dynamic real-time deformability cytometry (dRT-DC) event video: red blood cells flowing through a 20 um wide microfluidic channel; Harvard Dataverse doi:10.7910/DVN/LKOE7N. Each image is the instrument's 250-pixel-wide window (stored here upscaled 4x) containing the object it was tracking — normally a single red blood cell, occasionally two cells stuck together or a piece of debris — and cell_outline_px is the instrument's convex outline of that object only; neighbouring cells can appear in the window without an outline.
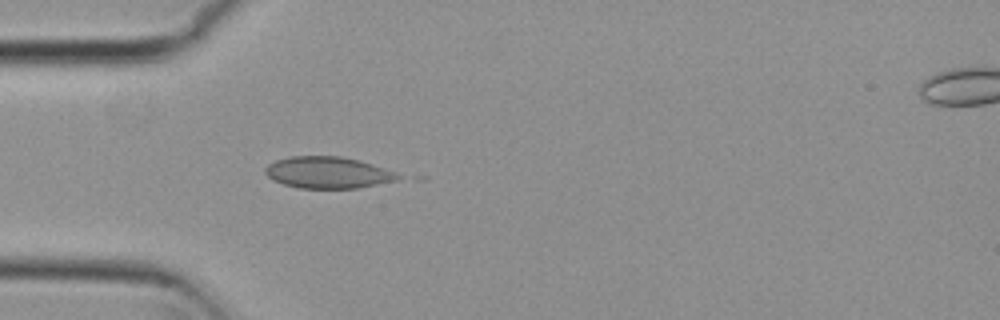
{"species": "common noctule bat (a hibernating species)", "species_latin": "Nyctalus noctula", "temperature_condition": "cold", "stored_images_in_passage": 5, "camera_frame_rate_fps": 3000, "um_per_image_px": 0.085, "animal": {"sex": "female", "body_mass_g": 29.2, "forearm_length_mm": 56.3}, "frame": {"image": 1, "passage_image": 4, "time_ms": 1.0, "image_size_px": [1000, 320], "cell_outline_px": [[404, 176], [396, 180], [356, 188], [300, 188], [284, 184], [272, 180], [264, 172], [264, 168], [268, 164], [276, 160], [292, 156], [340, 156], [360, 160], [396, 172]], "centroid_in_image_um": [27.86, 14.66], "position_along_channel_um": 57.1, "area_um2": 24.39}}